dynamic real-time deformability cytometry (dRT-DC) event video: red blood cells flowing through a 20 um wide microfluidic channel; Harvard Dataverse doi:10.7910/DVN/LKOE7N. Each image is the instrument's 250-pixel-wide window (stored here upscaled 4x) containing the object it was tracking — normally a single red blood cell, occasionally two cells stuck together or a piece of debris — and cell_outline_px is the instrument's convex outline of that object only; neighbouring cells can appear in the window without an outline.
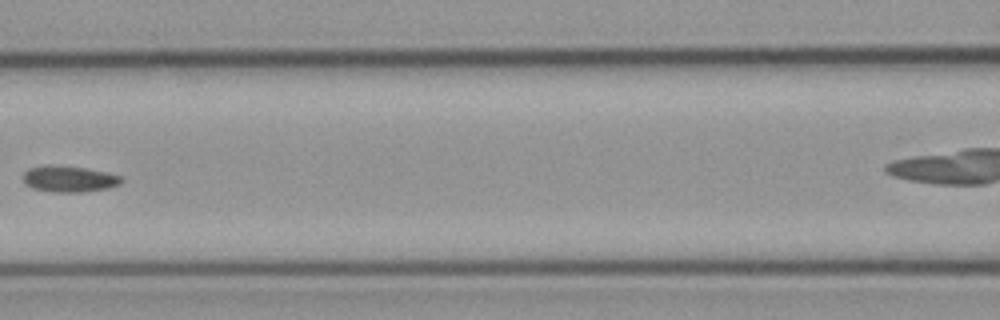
{"species": "common noctule bat (a hibernating species)", "species_latin": "Nyctalus noctula", "temperature_condition": "cold", "stored_images_in_passage": 7, "camera_frame_rate_fps": 3000, "um_per_image_px": 0.085, "animal": {"sex": "male", "body_mass_g": 23.1, "forearm_length_mm": 52.7}, "frame": {"image": 1, "passage_image": 5, "time_ms": 4.667, "image_size_px": [1000, 320], "cell_outline_px": [[124, 180], [120, 184], [108, 188], [80, 192], [56, 192], [32, 188], [24, 184], [24, 172], [28, 168], [84, 168], [104, 172], [120, 176]], "centroid_in_image_um": [5.92, 15.26], "position_along_channel_um": 160.7, "area_um2": 14.1}}
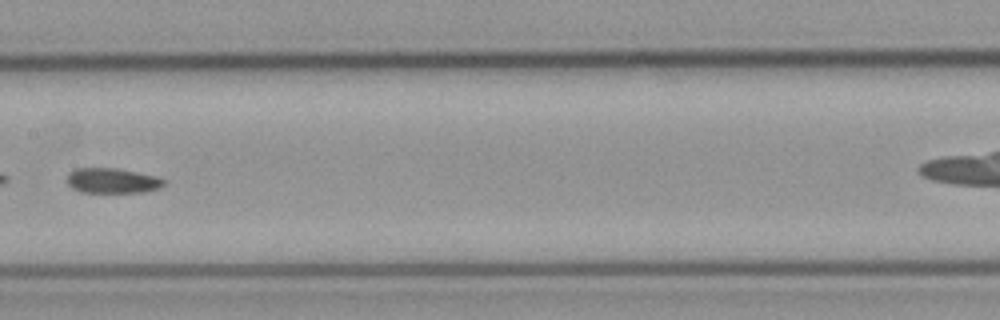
{"frame": {"image": 2, "passage_image": 6, "time_ms": 5.667, "image_size_px": [1000, 320], "cell_outline_px": [[168, 180], [160, 188], [144, 192], [80, 192], [72, 188], [68, 184], [68, 172], [76, 168], [116, 168], [156, 176]], "centroid_in_image_um": [9.56, 15.36], "position_along_channel_um": 197.8, "area_um2": 14.22}}